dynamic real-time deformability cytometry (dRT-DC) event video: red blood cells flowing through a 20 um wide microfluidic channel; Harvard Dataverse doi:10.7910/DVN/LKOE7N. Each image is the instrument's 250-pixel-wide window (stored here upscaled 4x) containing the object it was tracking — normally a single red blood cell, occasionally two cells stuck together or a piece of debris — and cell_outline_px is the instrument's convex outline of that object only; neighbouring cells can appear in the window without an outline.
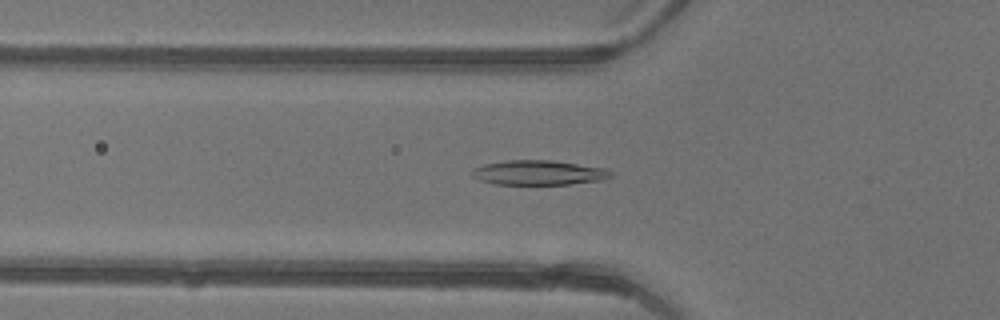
{"species": "common noctule bat (a hibernating species)", "species_latin": "Nyctalus noctula", "temperature_condition": "warm", "stored_images_in_passage": 46, "camera_frame_rate_fps": 3000, "um_per_image_px": 0.085, "animal": {"sex": "female"}, "frame": {"image": 1, "passage_image": 16, "time_ms": 5.0, "image_size_px": [1000, 320], "cell_outline_px": [[612, 176], [604, 180], [572, 184], [496, 184], [480, 180], [472, 176], [472, 168], [484, 164], [504, 160], [552, 160], [608, 168], [612, 172]], "centroid_in_image_um": [45.82, 14.67], "position_along_channel_um": 80.0, "area_um2": 20.17}}
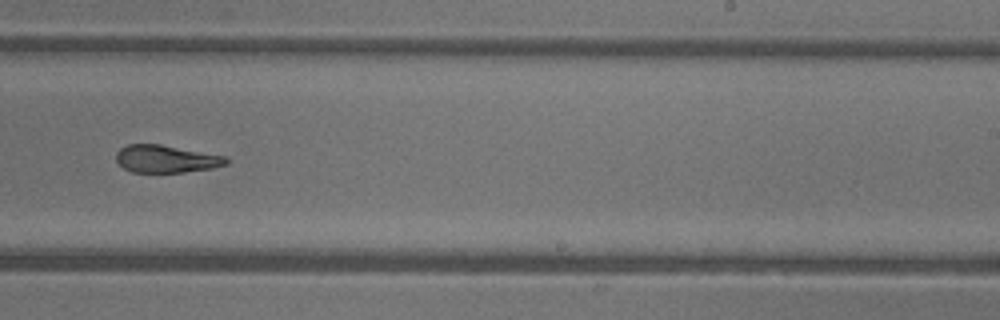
{"frame": {"image": 2, "passage_image": 29, "time_ms": 9.333, "image_size_px": [1000, 320], "cell_outline_px": [[228, 164], [212, 168], [184, 172], [132, 172], [124, 168], [116, 160], [116, 152], [120, 148], [128, 144], [160, 144], [224, 156], [228, 160]], "centroid_in_image_um": [14.09, 13.5], "position_along_channel_um": 274.9, "area_um2": 17.51}}
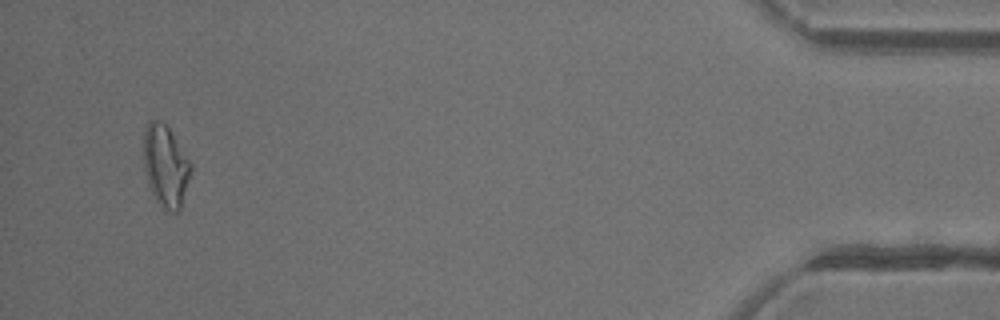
{"frame": {"image": 3, "passage_image": 44, "time_ms": 14.333, "image_size_px": [1000, 320], "cell_outline_px": [[192, 168], [180, 208], [176, 212], [172, 212], [164, 208], [152, 192], [148, 184], [144, 168], [144, 128], [148, 120], [160, 120], [168, 128], [192, 164]], "centroid_in_image_um": [14.06, 14.07], "position_along_channel_um": 421.1, "area_um2": 22.02}, "authors_computed_cell_mechanics": {"area_um2": 19.7098, "velocity_mm_per_s": 4.4829, "shape_relaxation_time_tau1_ms": 11.3723, "shape_relaxation_time_tau2_ms": 2.135, "deformation_change_tau1": 0.3267, "deformation_change_tau2": 0.0972}}